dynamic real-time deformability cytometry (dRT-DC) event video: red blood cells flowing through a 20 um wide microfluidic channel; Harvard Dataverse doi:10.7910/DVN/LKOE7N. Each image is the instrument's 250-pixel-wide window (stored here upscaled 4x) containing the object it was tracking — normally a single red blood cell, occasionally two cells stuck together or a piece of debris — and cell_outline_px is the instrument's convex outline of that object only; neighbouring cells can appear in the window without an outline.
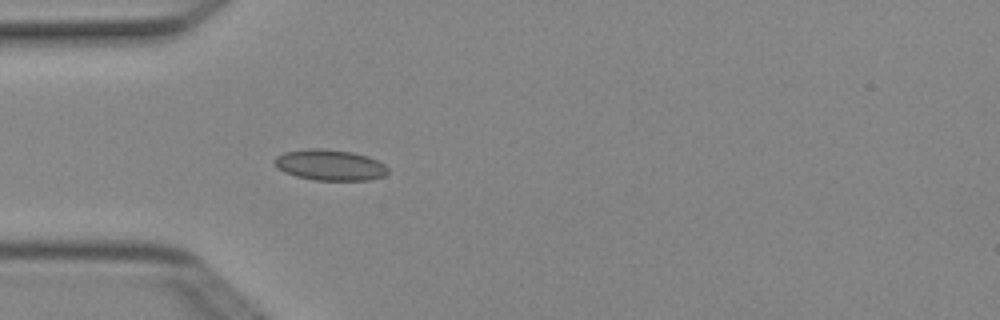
{"species": "Egyptian fruit bat (a non-hibernating species)", "species_latin": "Rousettus aegyptiacus", "temperature_condition": "cold", "stored_images_in_passage": 4, "camera_frame_rate_fps": 3000, "um_per_image_px": 0.085, "animal": {"sex": "female"}, "frame": {"image": 1, "passage_image": 4, "time_ms": 1.0, "image_size_px": [1000, 320], "cell_outline_px": [[388, 172], [384, 176], [368, 180], [312, 180], [296, 176], [284, 172], [276, 168], [272, 164], [272, 160], [276, 156], [284, 152], [308, 148], [320, 148], [352, 152], [368, 156], [384, 164], [388, 168]], "centroid_in_image_um": [27.99, 14.02], "position_along_channel_um": 57.0, "area_um2": 20.63}}